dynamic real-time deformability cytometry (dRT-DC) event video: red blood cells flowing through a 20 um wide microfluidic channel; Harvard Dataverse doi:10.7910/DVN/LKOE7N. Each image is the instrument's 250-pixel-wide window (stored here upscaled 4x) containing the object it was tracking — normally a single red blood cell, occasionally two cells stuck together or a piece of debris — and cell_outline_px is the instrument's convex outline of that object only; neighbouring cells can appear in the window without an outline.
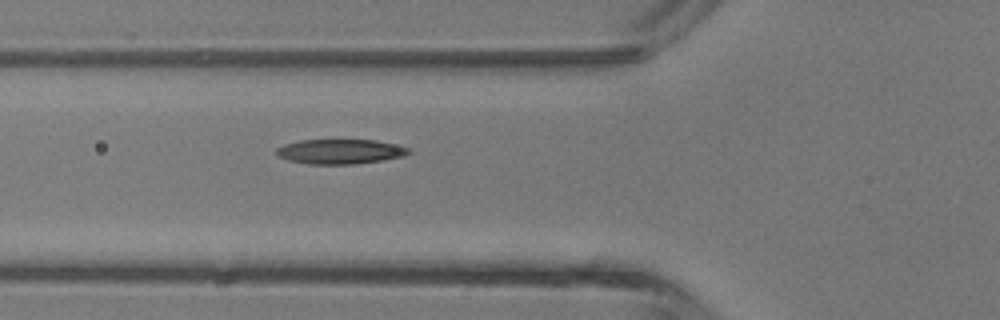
{"species": "common noctule bat (a hibernating species)", "species_latin": "Nyctalus noctula", "temperature_condition": "room temperature", "stored_images_in_passage": 3, "camera_frame_rate_fps": 3000, "um_per_image_px": 0.085, "animal": {"sex": "male", "body_mass_g": 13.3}, "frame": {"image": 1, "passage_image": 3, "time_ms": 2.333, "image_size_px": [1000, 320], "cell_outline_px": [[412, 152], [404, 156], [384, 160], [356, 164], [308, 164], [288, 160], [276, 156], [276, 148], [284, 144], [300, 140], [376, 140], [408, 148]], "centroid_in_image_um": [28.88, 12.89], "position_along_channel_um": 96.9, "area_um2": 19.13}}